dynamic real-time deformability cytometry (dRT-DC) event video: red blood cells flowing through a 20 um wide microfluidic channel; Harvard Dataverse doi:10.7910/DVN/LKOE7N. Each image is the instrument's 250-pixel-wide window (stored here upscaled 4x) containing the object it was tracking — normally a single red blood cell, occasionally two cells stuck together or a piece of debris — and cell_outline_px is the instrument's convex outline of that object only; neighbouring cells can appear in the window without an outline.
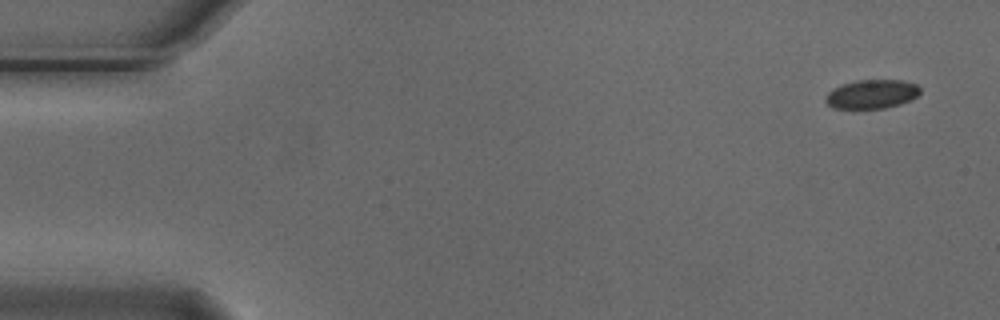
{"species": "Egyptian fruit bat (a non-hibernating species)", "species_latin": "Rousettus aegyptiacus", "temperature_condition": "cold", "stored_images_in_passage": 4, "camera_frame_rate_fps": 3000, "um_per_image_px": 0.085, "animal": {"sex": "male"}, "frame": {"image": 1, "passage_image": 1, "time_ms": 0.0, "image_size_px": [1000, 320], "cell_outline_px": [[920, 92], [916, 96], [900, 104], [884, 108], [832, 108], [824, 100], [824, 96], [832, 88], [840, 84], [856, 80], [900, 80], [916, 84], [920, 88]], "centroid_in_image_um": [74.04, 7.99], "position_along_channel_um": 11.0, "area_um2": 15.95}}
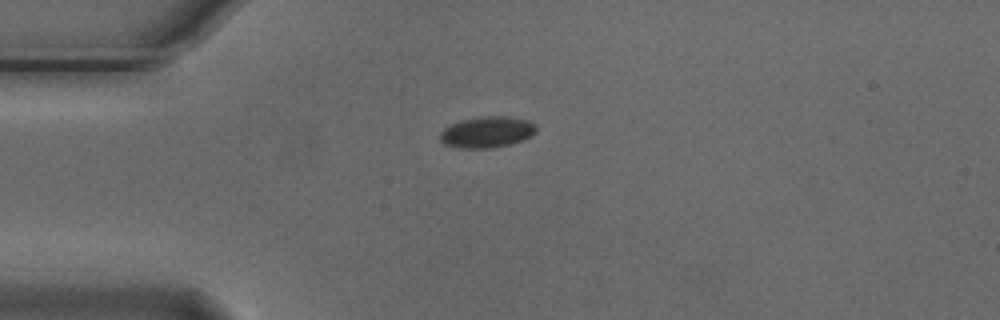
{"frame": {"image": 2, "passage_image": 4, "time_ms": 1.0, "image_size_px": [1000, 320], "cell_outline_px": [[536, 132], [532, 136], [524, 140], [492, 148], [460, 148], [444, 144], [440, 140], [440, 132], [444, 128], [460, 120], [480, 116], [508, 116], [528, 120], [536, 124]], "centroid_in_image_um": [41.41, 11.22], "position_along_channel_um": 43.6, "area_um2": 17.63}}